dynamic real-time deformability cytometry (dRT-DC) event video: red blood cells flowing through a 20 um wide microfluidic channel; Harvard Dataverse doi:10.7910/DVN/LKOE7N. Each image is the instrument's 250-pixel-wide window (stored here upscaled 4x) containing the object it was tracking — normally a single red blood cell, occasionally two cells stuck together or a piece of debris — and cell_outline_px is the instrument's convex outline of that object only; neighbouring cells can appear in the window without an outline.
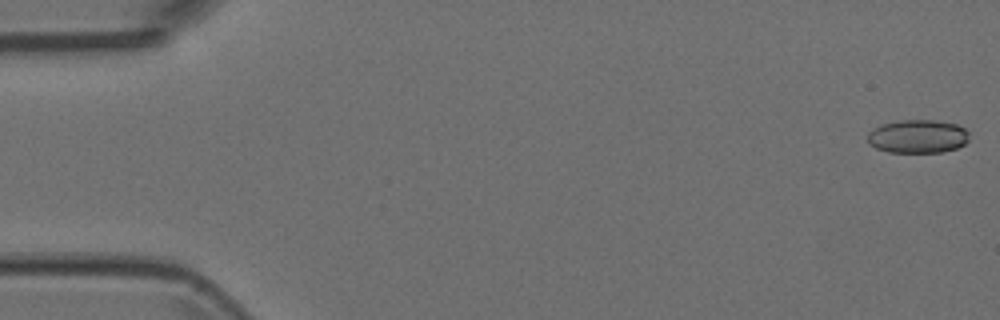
{"species": "Egyptian fruit bat (a non-hibernating species)", "species_latin": "Rousettus aegyptiacus", "temperature_condition": "room temperature", "stored_images_in_passage": 5, "camera_frame_rate_fps": 3000, "um_per_image_px": 0.085, "animal": {"sex": "female"}, "frame": {"image": 1, "passage_image": 1, "time_ms": 0.0, "image_size_px": [1000, 320], "cell_outline_px": [[968, 140], [964, 144], [956, 148], [940, 152], [888, 152], [876, 148], [868, 144], [868, 132], [872, 128], [880, 124], [900, 120], [936, 120], [956, 124], [964, 128], [968, 132]], "centroid_in_image_um": [77.97, 11.58], "position_along_channel_um": 7.0, "area_um2": 19.88}}
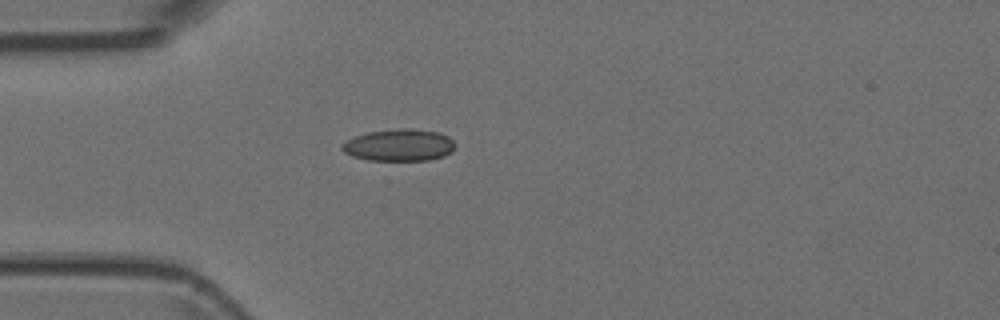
{"frame": {"image": 2, "passage_image": 5, "time_ms": 1.333, "image_size_px": [1000, 320], "cell_outline_px": [[456, 144], [452, 152], [444, 156], [428, 160], [368, 160], [352, 156], [344, 152], [340, 148], [340, 144], [356, 136], [368, 132], [400, 128], [412, 128], [440, 132], [448, 136]], "centroid_in_image_um": [33.94, 12.33], "position_along_channel_um": 51.1, "area_um2": 21.21}}